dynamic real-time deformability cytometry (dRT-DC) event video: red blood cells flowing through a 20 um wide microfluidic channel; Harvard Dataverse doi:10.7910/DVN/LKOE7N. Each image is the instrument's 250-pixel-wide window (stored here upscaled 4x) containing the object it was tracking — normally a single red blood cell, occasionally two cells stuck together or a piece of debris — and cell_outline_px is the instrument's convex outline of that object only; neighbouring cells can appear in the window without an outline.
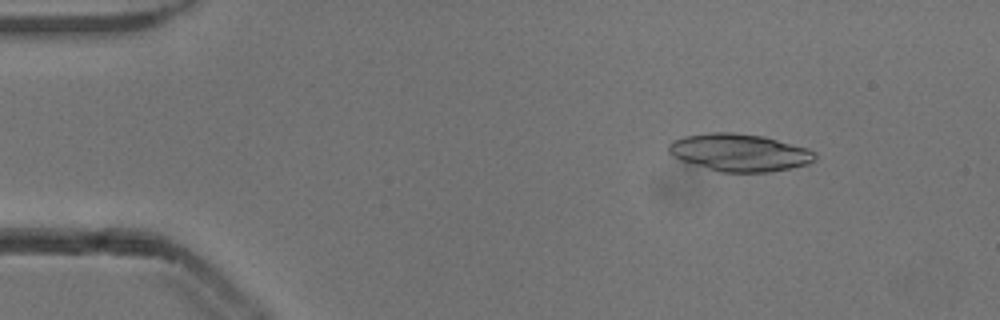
{"species": "common noctule bat (a hibernating species)", "species_latin": "Nyctalus noctula", "temperature_condition": "cold", "stored_images_in_passage": 11, "camera_frame_rate_fps": 3000, "um_per_image_px": 0.085, "animal": {"sex": "male", "body_mass_g": 13.3}, "frame": {"image": 1, "passage_image": 6, "time_ms": 1.667, "image_size_px": [1000, 320], "cell_outline_px": [[816, 160], [808, 164], [792, 168], [772, 172], [720, 172], [680, 160], [672, 156], [668, 152], [668, 144], [672, 140], [684, 136], [708, 132], [732, 132], [764, 136], [808, 148], [816, 152]], "centroid_in_image_um": [62.86, 12.96], "position_along_channel_um": 22.1, "area_um2": 32.31}}